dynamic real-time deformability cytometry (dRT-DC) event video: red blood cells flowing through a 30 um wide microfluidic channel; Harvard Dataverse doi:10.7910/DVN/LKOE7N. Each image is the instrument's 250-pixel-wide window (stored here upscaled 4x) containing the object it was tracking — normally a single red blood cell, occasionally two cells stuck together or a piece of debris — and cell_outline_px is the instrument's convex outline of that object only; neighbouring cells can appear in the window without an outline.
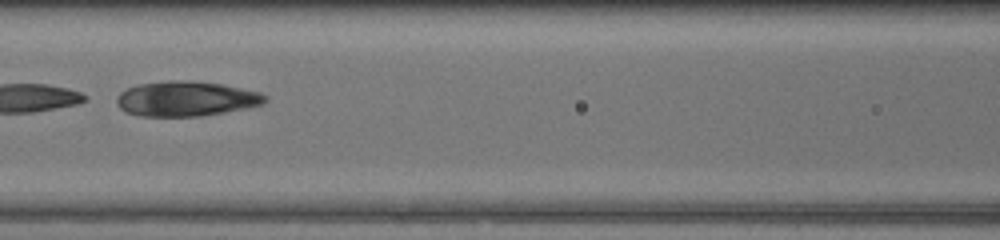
{"species": "common noctule bat (a hibernating species)", "species_latin": "Nyctalus noctula", "temperature_condition": "warm", "stored_images_in_passage": 38, "camera_frame_rate_fps": 3000, "um_per_image_px": 0.085, "animal": {"sex": "female", "body_mass_g": 17.0, "forearm_length_mm": 48.0}, "frame": {"image": 1, "passage_image": 23, "time_ms": 7.333, "image_size_px": [1000, 240], "cell_outline_px": [[268, 100], [264, 104], [224, 112], [200, 116], [140, 116], [124, 112], [116, 104], [116, 100], [120, 92], [136, 84], [168, 80], [188, 80], [220, 84], [260, 92], [268, 96]], "centroid_in_image_um": [15.79, 8.39], "position_along_channel_um": 150.8, "area_um2": 30.35}}